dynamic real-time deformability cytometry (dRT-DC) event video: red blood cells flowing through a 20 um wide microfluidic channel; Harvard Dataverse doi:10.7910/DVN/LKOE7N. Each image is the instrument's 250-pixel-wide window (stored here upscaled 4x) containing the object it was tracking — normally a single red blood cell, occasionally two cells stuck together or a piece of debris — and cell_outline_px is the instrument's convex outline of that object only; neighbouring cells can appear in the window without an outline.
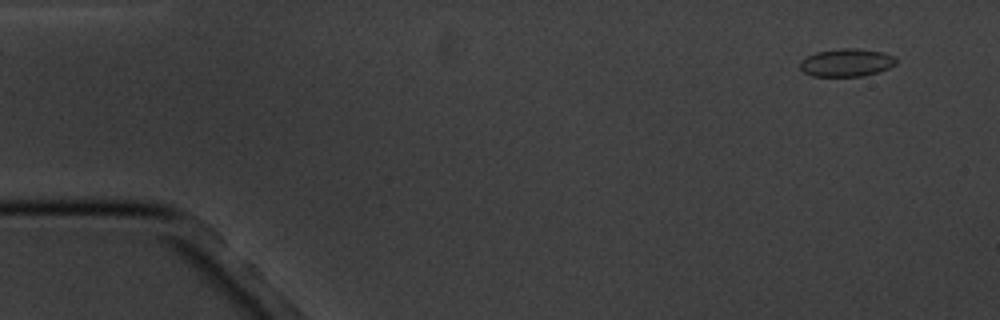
{"species": "common noctule bat (a hibernating species)", "species_latin": "Nyctalus noctula", "temperature_condition": "cold", "stored_images_in_passage": 4, "camera_frame_rate_fps": 3000, "um_per_image_px": 0.085, "animal": {"sex": "male", "body_mass_g": 20.1, "forearm_length_mm": 53.5}, "frame": {"image": 1, "passage_image": 1, "time_ms": 0.0, "image_size_px": [1000, 320], "cell_outline_px": [[896, 64], [888, 68], [864, 76], [812, 76], [804, 72], [800, 68], [800, 60], [816, 52], [844, 48], [856, 48], [884, 52], [892, 56], [896, 60]], "centroid_in_image_um": [71.94, 5.32], "position_along_channel_um": 13.1, "area_um2": 15.49}}
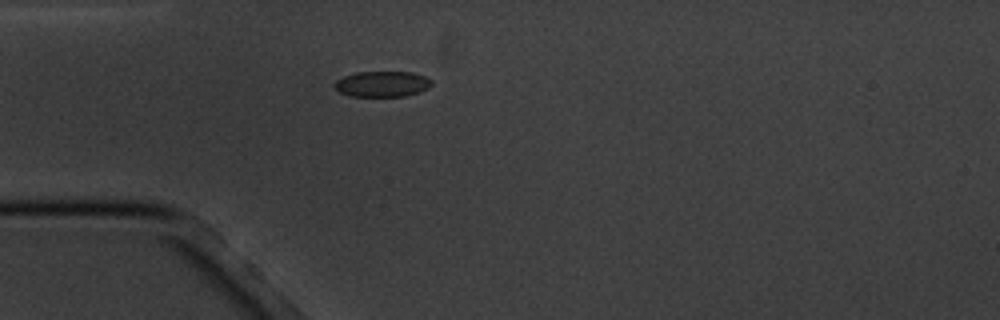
{"frame": {"image": 2, "passage_image": 4, "time_ms": 4.0, "image_size_px": [1000, 320], "cell_outline_px": [[432, 84], [428, 88], [420, 92], [408, 96], [348, 96], [340, 92], [332, 84], [336, 80], [344, 76], [356, 72], [412, 72], [424, 76], [432, 80]], "centroid_in_image_um": [32.49, 7.14], "position_along_channel_um": 52.5, "area_um2": 14.62}}